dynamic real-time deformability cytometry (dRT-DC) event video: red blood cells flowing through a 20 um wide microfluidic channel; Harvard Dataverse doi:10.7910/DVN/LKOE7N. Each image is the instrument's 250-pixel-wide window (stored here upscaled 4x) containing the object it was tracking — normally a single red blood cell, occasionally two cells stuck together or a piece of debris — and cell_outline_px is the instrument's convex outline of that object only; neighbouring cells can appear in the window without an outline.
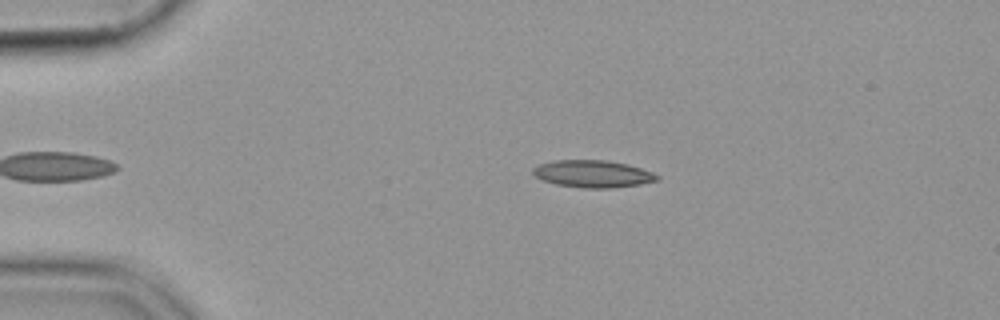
{"species": "common noctule bat (a hibernating species)", "species_latin": "Nyctalus noctula", "temperature_condition": "cold", "stored_images_in_passage": 40, "camera_frame_rate_fps": 3000, "um_per_image_px": 0.085, "animal": {"sex": "female", "body_mass_g": 19.9}, "frame": {"image": 1, "passage_image": 3, "time_ms": 0.667, "image_size_px": [1000, 320], "cell_outline_px": [[660, 180], [640, 184], [612, 188], [584, 188], [556, 184], [544, 180], [536, 176], [532, 172], [532, 168], [540, 164], [556, 160], [608, 160], [628, 164], [652, 172], [660, 176]], "centroid_in_image_um": [50.42, 14.77], "position_along_channel_um": 34.6, "area_um2": 19.65}}
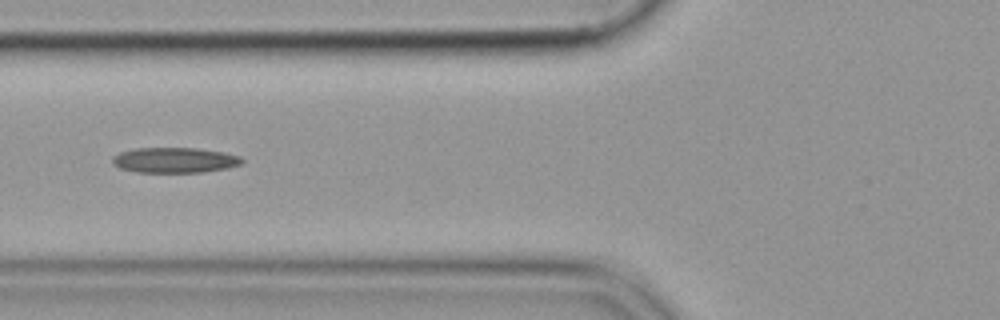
{"frame": {"image": 2, "passage_image": 13, "time_ms": 4.0, "image_size_px": [1000, 320], "cell_outline_px": [[244, 160], [240, 164], [228, 168], [204, 172], [136, 172], [120, 168], [112, 164], [112, 156], [120, 152], [136, 148], [196, 148], [224, 152], [240, 156]], "centroid_in_image_um": [14.84, 13.61], "position_along_channel_um": 111.0, "area_um2": 19.19}}
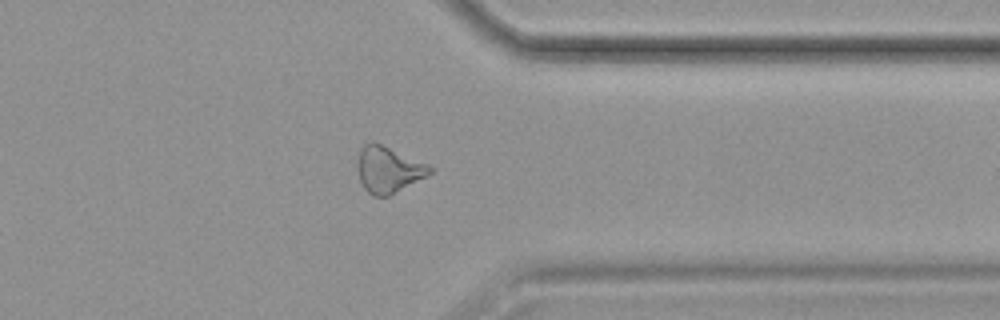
{"frame": {"image": 3, "passage_image": 35, "time_ms": 11.333, "image_size_px": [1000, 320], "cell_outline_px": [[436, 168], [432, 172], [388, 196], [372, 196], [364, 188], [360, 180], [356, 168], [356, 164], [360, 152], [364, 144], [372, 140], [428, 164]], "centroid_in_image_um": [32.98, 14.4], "position_along_channel_um": 378.4, "area_um2": 19.36}}